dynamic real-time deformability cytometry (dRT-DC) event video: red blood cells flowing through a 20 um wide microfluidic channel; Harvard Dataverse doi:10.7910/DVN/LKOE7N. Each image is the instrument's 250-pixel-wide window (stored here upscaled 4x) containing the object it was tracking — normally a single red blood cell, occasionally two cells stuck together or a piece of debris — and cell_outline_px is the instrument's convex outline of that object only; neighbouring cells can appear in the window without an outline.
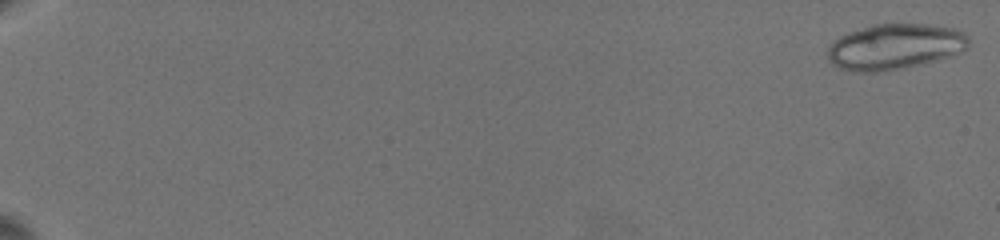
{"species": "common noctule bat (a hibernating species)", "species_latin": "Nyctalus noctula", "temperature_condition": "warm", "stored_images_in_passage": 86, "camera_frame_rate_fps": 3000, "um_per_image_px": 0.085, "animal": {"sex": "female", "body_mass_g": 19.5, "forearm_length_mm": 54.1}, "frame": {"image": 1, "passage_image": 1, "time_ms": 0.0, "image_size_px": [1000, 240], "cell_outline_px": [[968, 48], [952, 56], [904, 68], [876, 72], [856, 72], [840, 68], [832, 64], [824, 56], [828, 48], [840, 36], [848, 32], [876, 24], [928, 24], [956, 28], [964, 32], [968, 36]], "centroid_in_image_um": [76.06, 3.97], "position_along_channel_um": 8.9, "area_um2": 37.69}, "authors_computed_cell_mechanics": {"area_um2": 16.2996, "velocity_mm_per_s": 3.6002, "shape_relaxation_time_tau1_ms": 2.4342, "shape_relaxation_time_tau2_ms": 2.6723, "deformation_change_tau1": 0.2855, "deformation_change_tau2": 0.0983}}